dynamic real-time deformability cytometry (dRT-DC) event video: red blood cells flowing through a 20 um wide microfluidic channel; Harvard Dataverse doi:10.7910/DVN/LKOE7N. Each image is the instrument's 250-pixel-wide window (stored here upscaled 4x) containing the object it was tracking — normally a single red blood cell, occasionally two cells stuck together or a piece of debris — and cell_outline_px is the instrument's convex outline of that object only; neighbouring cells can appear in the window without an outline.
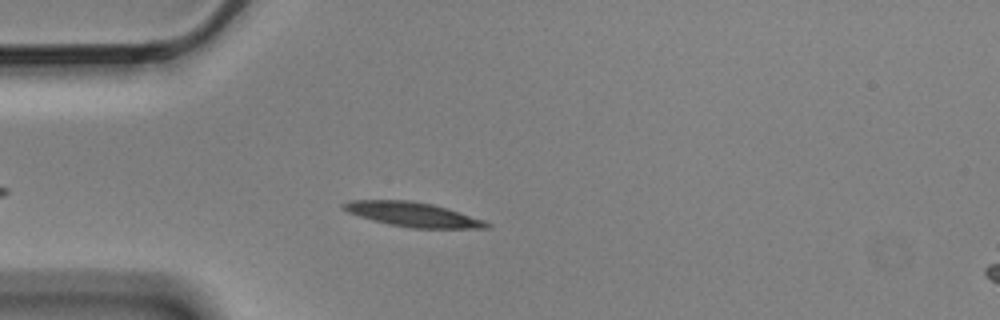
{"species": "Egyptian fruit bat (a non-hibernating species)", "species_latin": "Rousettus aegyptiacus", "temperature_condition": "cold", "stored_images_in_passage": 3, "camera_frame_rate_fps": 3000, "um_per_image_px": 0.085, "animal": {"sex": "male"}, "frame": {"image": 1, "passage_image": 2, "time_ms": 0.333, "image_size_px": [1000, 320], "cell_outline_px": [[492, 228], [412, 228], [388, 224], [372, 220], [348, 212], [340, 208], [340, 204], [348, 200], [408, 200], [432, 204], [448, 208], [484, 220], [492, 224]], "centroid_in_image_um": [35.08, 18.22], "position_along_channel_um": 49.9, "area_um2": 20.52}}